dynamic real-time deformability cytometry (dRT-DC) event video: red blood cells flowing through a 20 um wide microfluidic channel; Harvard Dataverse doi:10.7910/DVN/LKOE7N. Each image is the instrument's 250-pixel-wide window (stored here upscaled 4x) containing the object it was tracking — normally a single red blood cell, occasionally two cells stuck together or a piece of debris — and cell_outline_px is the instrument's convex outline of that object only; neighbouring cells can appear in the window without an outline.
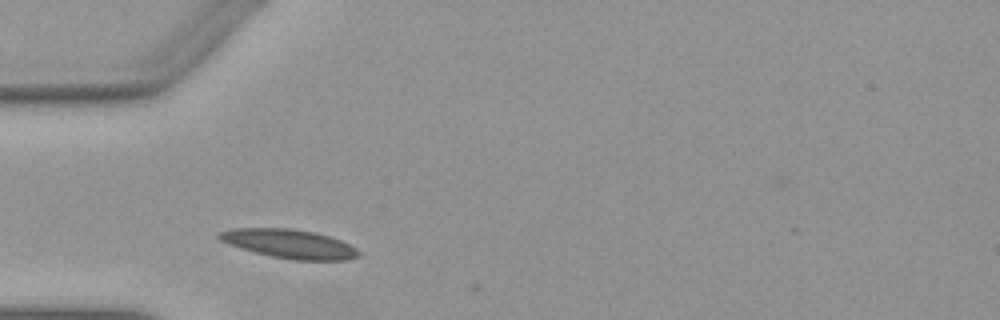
{"species": "Egyptian fruit bat (a non-hibernating species)", "species_latin": "Rousettus aegyptiacus", "temperature_condition": "warm", "stored_images_in_passage": 2, "camera_frame_rate_fps": 3000, "um_per_image_px": 0.085, "animal": {"sex": "female"}, "frame": {"image": 1, "passage_image": 1, "time_ms": 0.0, "image_size_px": [1000, 320], "cell_outline_px": [[360, 256], [348, 260], [292, 260], [272, 256], [256, 252], [228, 244], [220, 240], [216, 236], [220, 232], [232, 228], [292, 228], [316, 232], [340, 240], [356, 248], [360, 252]], "centroid_in_image_um": [24.61, 20.72], "position_along_channel_um": 60.4, "area_um2": 23.47}}